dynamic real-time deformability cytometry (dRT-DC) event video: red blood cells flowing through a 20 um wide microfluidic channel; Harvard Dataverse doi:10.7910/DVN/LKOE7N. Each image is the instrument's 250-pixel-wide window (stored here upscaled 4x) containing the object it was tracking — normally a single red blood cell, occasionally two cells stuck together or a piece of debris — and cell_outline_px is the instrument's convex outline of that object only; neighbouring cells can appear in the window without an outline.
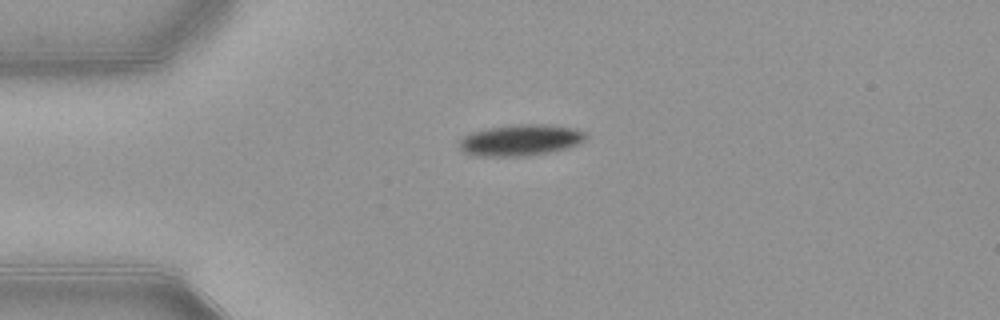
{"species": "common noctule bat (a hibernating species)", "species_latin": "Nyctalus noctula", "temperature_condition": "warm", "stored_images_in_passage": 41, "camera_frame_rate_fps": 3000, "um_per_image_px": 0.085, "animal": {"sex": "female", "body_mass_g": 21.9}, "frame": {"image": 1, "passage_image": 1, "time_ms": 0.0, "image_size_px": [1000, 320], "cell_outline_px": [[588, 136], [580, 144], [568, 148], [528, 156], [472, 156], [464, 152], [460, 148], [460, 140], [464, 136], [472, 132], [484, 128], [520, 124], [548, 124], [576, 128], [584, 132]], "centroid_in_image_um": [44.26, 11.91], "position_along_channel_um": 40.7, "area_um2": 23.29}}
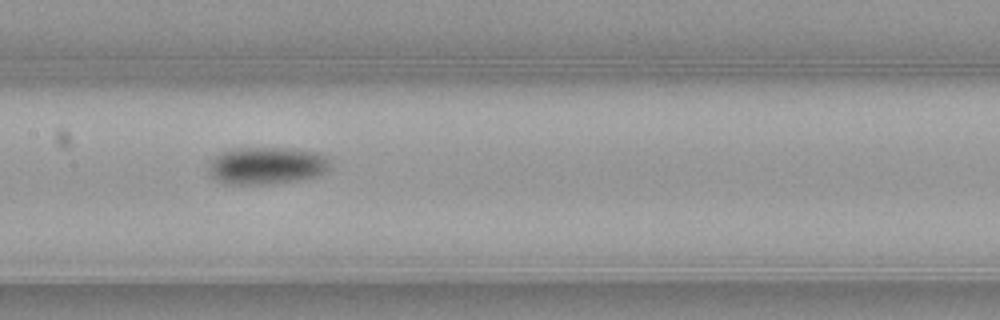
{"frame": {"image": 2, "passage_image": 14, "time_ms": 4.333, "image_size_px": [1000, 320], "cell_outline_px": [[328, 168], [324, 172], [316, 176], [296, 180], [264, 184], [224, 184], [212, 176], [208, 168], [212, 160], [220, 152], [232, 148], [288, 148], [316, 152], [324, 156], [328, 160]], "centroid_in_image_um": [22.62, 14.07], "position_along_channel_um": 184.8, "area_um2": 26.07}}
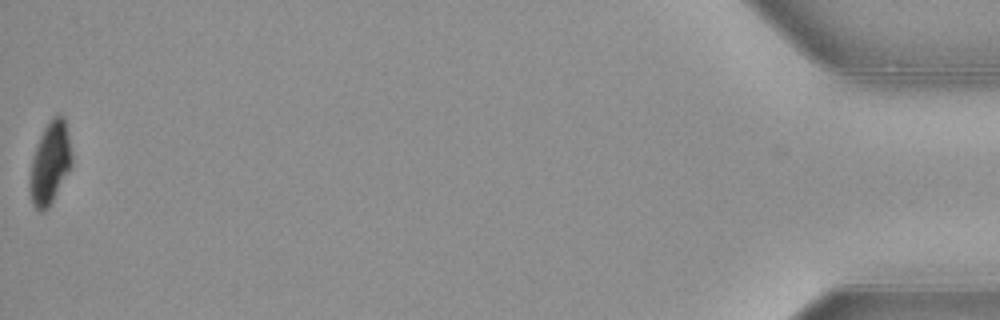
{"frame": {"image": 3, "passage_image": 41, "time_ms": 13.333, "image_size_px": [1000, 320], "cell_outline_px": [[72, 164], [48, 208], [44, 212], [40, 212], [32, 204], [28, 188], [28, 180], [32, 156], [36, 144], [48, 120], [56, 112], [60, 112], [64, 116], [72, 152]], "centroid_in_image_um": [4.22, 13.81], "position_along_channel_um": 431.0, "area_um2": 20.52}, "authors_computed_cell_mechanics": {"area_um2": 23.5246, "velocity_mm_per_s": 3.8981, "shape_relaxation_time_tau1_ms": 2.6034, "shape_relaxation_time_tau2_ms": null, "deformation_change_tau1": 0.1208, "deformation_change_tau2": null}}